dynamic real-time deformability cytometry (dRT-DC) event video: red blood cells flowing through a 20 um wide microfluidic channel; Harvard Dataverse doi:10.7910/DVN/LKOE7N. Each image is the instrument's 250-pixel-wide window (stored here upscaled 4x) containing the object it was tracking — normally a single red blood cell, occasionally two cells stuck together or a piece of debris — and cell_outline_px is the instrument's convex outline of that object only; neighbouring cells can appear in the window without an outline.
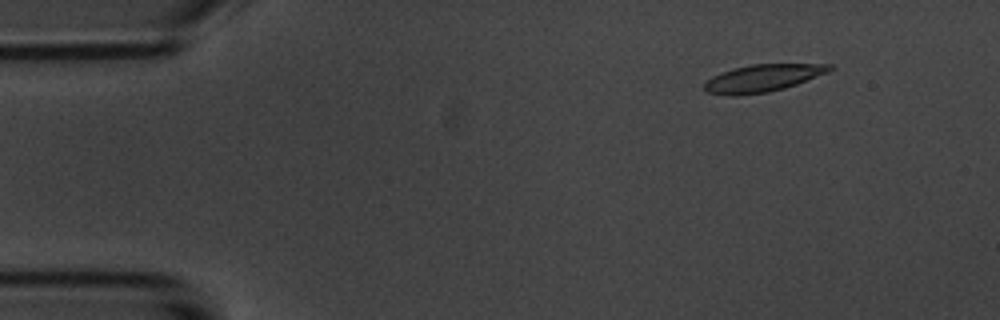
{"species": "common noctule bat (a hibernating species)", "species_latin": "Nyctalus noctula", "temperature_condition": "room temperature", "stored_images_in_passage": 4, "camera_frame_rate_fps": 3000, "um_per_image_px": 0.085, "animal": {"sex": "male", "body_mass_g": 20.1, "forearm_length_mm": 53.5}, "frame": {"image": 1, "passage_image": 2, "time_ms": 1.333, "image_size_px": [1000, 320], "cell_outline_px": [[836, 68], [828, 72], [796, 84], [784, 88], [768, 92], [736, 96], [728, 96], [708, 92], [704, 88], [704, 84], [712, 76], [732, 68], [752, 64], [832, 64]], "centroid_in_image_um": [64.83, 6.64], "position_along_channel_um": 20.2, "area_um2": 19.94}}
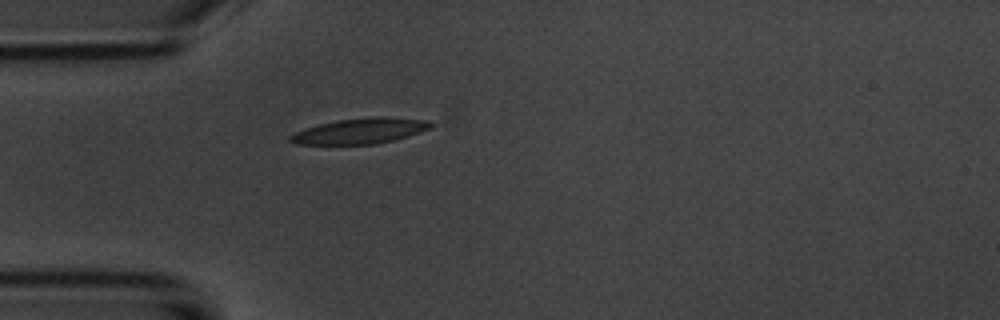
{"frame": {"image": 2, "passage_image": 4, "time_ms": 4.333, "image_size_px": [1000, 320], "cell_outline_px": [[432, 128], [408, 136], [376, 144], [296, 144], [288, 140], [288, 136], [304, 128], [320, 124], [340, 120], [368, 116], [384, 116], [428, 120], [432, 124]], "centroid_in_image_um": [30.63, 11.12], "position_along_channel_um": 54.4, "area_um2": 20.92}}